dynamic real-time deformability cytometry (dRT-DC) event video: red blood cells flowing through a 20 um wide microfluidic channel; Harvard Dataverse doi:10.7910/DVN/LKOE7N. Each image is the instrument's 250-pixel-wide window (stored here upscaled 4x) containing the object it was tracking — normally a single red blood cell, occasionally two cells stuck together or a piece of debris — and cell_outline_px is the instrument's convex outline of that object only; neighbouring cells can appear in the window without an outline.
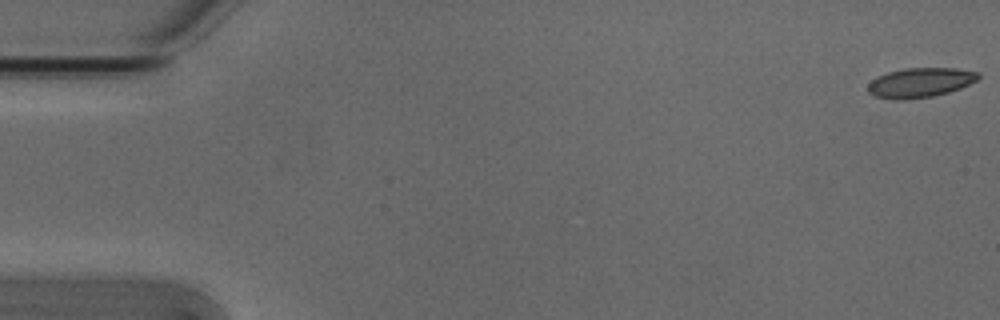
{"species": "Egyptian fruit bat (a non-hibernating species)", "species_latin": "Rousettus aegyptiacus", "temperature_condition": "cold", "stored_images_in_passage": 54, "camera_frame_rate_fps": 3000, "um_per_image_px": 0.085, "animal": {"sex": "male"}, "frame": {"image": 1, "passage_image": 1, "time_ms": 0.0, "image_size_px": [1000, 320], "cell_outline_px": [[980, 76], [976, 80], [960, 88], [948, 92], [932, 96], [904, 100], [896, 100], [876, 96], [868, 92], [868, 84], [872, 80], [888, 72], [904, 68], [956, 68], [980, 72]], "centroid_in_image_um": [78.22, 7.01], "position_along_channel_um": 6.8, "area_um2": 18.9}}
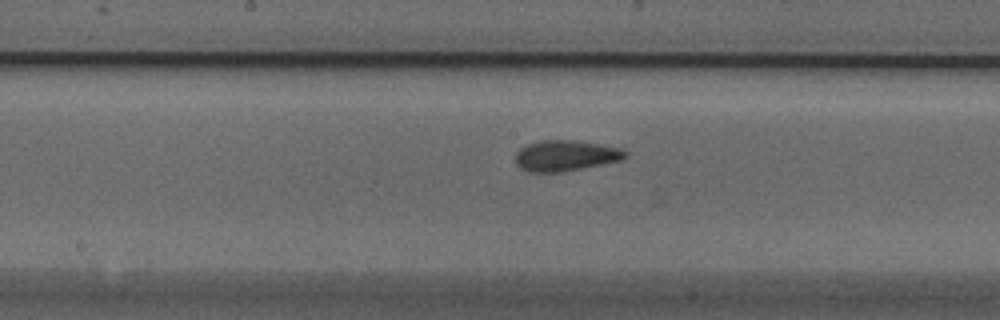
{"frame": {"image": 2, "passage_image": 28, "time_ms": 9.0, "image_size_px": [1000, 320], "cell_outline_px": [[628, 156], [620, 160], [560, 172], [528, 172], [520, 168], [516, 164], [516, 152], [520, 148], [528, 144], [540, 140], [572, 140], [600, 144], [620, 148], [628, 152]], "centroid_in_image_um": [48.04, 13.22], "position_along_channel_um": 200.2, "area_um2": 19.54}}
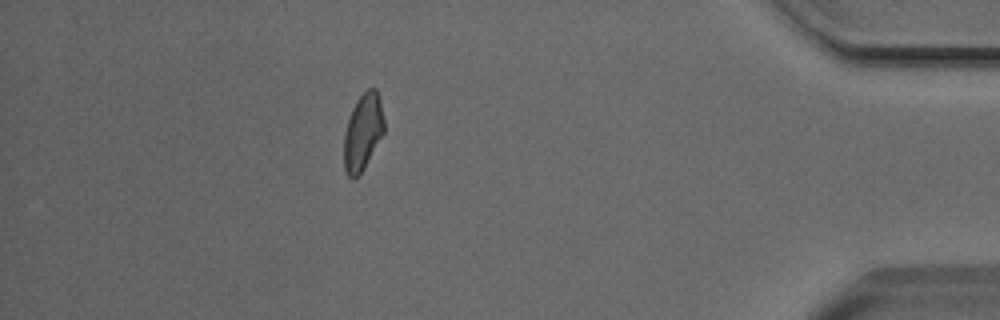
{"frame": {"image": 3, "passage_image": 48, "time_ms": 15.667, "image_size_px": [1000, 320], "cell_outline_px": [[384, 132], [364, 168], [352, 180], [348, 176], [344, 168], [344, 132], [352, 108], [356, 100], [368, 88], [376, 88], [380, 96], [384, 120]], "centroid_in_image_um": [30.85, 11.19], "position_along_channel_um": 404.4, "area_um2": 17.92}, "authors_computed_cell_mechanics": {"area_um2": 19.1318, "velocity_mm_per_s": 3.8059, "shape_relaxation_time_tau1_ms": 8.2927, "shape_relaxation_time_tau2_ms": 1.6189, "deformation_change_tau1": 0.1718, "deformation_change_tau2": 0.0649}}